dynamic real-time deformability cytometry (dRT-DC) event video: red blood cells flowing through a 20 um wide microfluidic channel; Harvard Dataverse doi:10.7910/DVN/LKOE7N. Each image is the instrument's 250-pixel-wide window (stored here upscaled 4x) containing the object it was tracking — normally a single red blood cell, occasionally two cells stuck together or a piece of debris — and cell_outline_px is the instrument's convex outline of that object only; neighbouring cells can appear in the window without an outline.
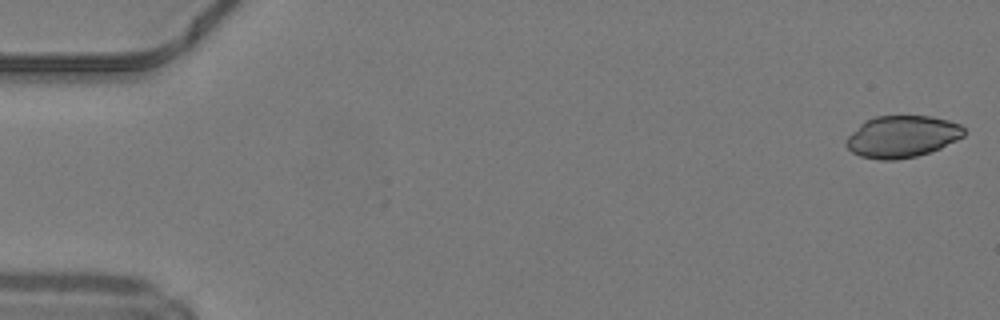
{"species": "common noctule bat (a hibernating species)", "species_latin": "Nyctalus noctula", "temperature_condition": "warm", "stored_images_in_passage": 49, "camera_frame_rate_fps": 3000, "um_per_image_px": 0.085, "animal": {"sex": "male", "body_mass_g": 19.2, "forearm_length_mm": 51.8}, "frame": {"image": 1, "passage_image": 1, "time_ms": 0.0, "image_size_px": [1000, 320], "cell_outline_px": [[964, 136], [940, 148], [916, 156], [896, 160], [880, 160], [860, 156], [852, 152], [844, 144], [844, 140], [864, 120], [876, 116], [932, 116], [948, 120], [960, 124], [964, 128]], "centroid_in_image_um": [76.65, 11.6], "position_along_channel_um": 8.4, "area_um2": 28.78}}